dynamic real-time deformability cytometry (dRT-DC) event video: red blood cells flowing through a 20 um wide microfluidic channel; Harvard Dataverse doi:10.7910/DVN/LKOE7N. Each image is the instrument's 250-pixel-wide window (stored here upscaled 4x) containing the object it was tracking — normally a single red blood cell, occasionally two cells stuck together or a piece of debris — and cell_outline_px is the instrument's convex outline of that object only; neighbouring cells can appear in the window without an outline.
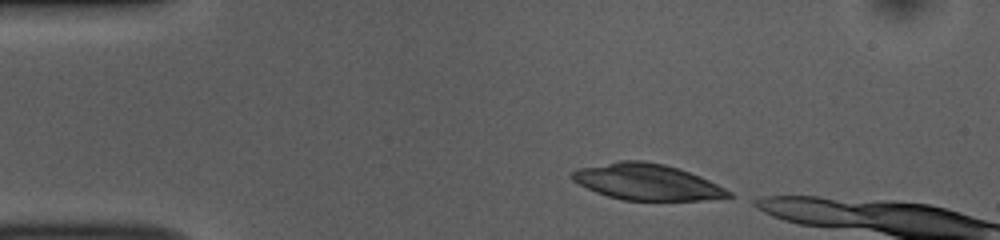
{"species": "common noctule bat (a hibernating species)", "species_latin": "Nyctalus noctula", "temperature_condition": "room temperature", "stored_images_in_passage": 11, "camera_frame_rate_fps": 3000, "um_per_image_px": 0.085, "animal": {"sex": "female", "body_mass_g": 10.0, "forearm_length_mm": 53.1}, "frame": {"image": 1, "passage_image": 1, "time_ms": 0.0, "image_size_px": [1000, 240], "cell_outline_px": [[736, 196], [700, 200], [624, 200], [608, 196], [596, 192], [572, 180], [568, 176], [572, 172], [580, 168], [620, 160], [644, 160], [664, 164], [680, 168], [700, 176], [732, 192]], "centroid_in_image_um": [54.99, 15.46], "position_along_channel_um": 30.0, "area_um2": 32.83}}